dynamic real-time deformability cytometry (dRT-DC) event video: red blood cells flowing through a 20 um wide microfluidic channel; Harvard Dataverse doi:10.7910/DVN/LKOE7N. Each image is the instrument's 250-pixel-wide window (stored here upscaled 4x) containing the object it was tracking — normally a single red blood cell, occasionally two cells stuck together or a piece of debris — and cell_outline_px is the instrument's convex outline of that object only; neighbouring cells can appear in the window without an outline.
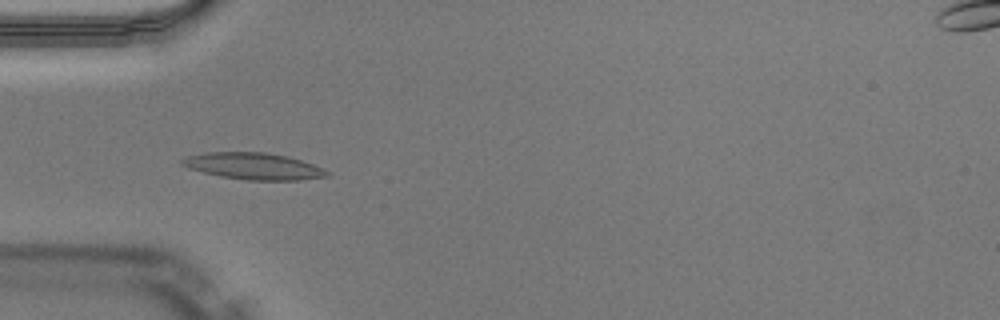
{"species": "Egyptian fruit bat (a non-hibernating species)", "species_latin": "Rousettus aegyptiacus", "temperature_condition": "warm", "stored_images_in_passage": 50, "camera_frame_rate_fps": 3000, "um_per_image_px": 0.085, "animal": {"sex": "male"}, "frame": {"image": 1, "passage_image": 16, "time_ms": 5.0, "image_size_px": [1000, 320], "cell_outline_px": [[332, 172], [328, 176], [300, 180], [248, 180], [220, 176], [188, 168], [180, 164], [180, 160], [188, 156], [204, 152], [264, 152], [288, 156], [312, 164]], "centroid_in_image_um": [21.55, 14.12], "position_along_channel_um": 63.4, "area_um2": 22.48}}
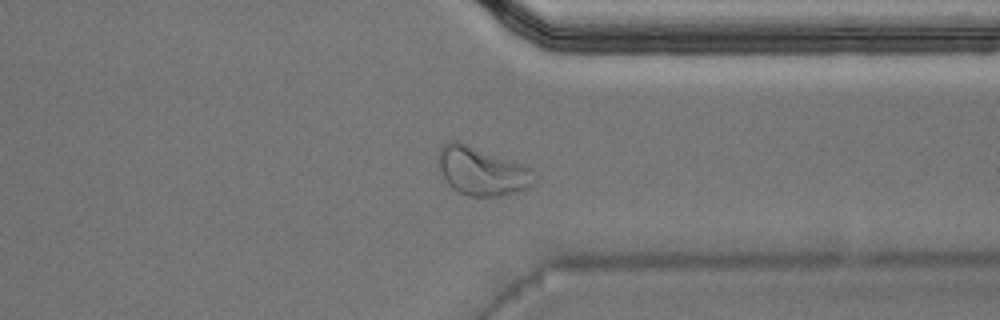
{"frame": {"image": 2, "passage_image": 39, "time_ms": 12.667, "image_size_px": [1000, 320], "cell_outline_px": [[536, 180], [528, 188], [516, 192], [500, 196], [468, 196], [452, 188], [444, 180], [440, 172], [436, 160], [440, 148], [448, 140], [456, 140], [468, 144], [528, 168]], "centroid_in_image_um": [40.86, 14.55], "position_along_channel_um": 370.5, "area_um2": 26.7}}
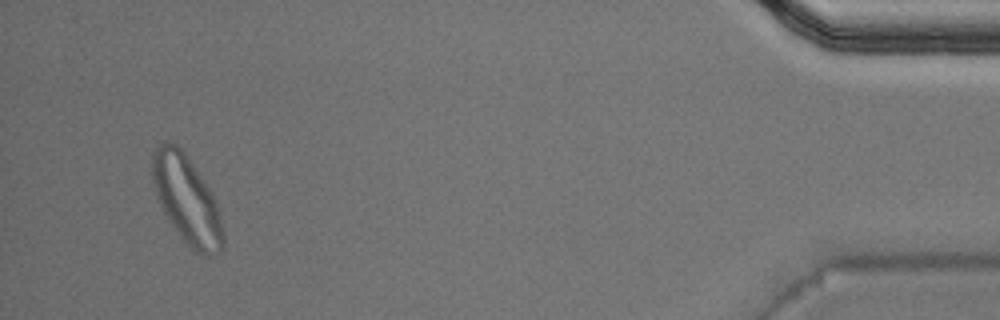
{"frame": {"image": 3, "passage_image": 48, "time_ms": 15.667, "image_size_px": [1000, 320], "cell_outline_px": [[224, 248], [220, 252], [212, 256], [204, 256], [196, 252], [184, 240], [172, 224], [164, 212], [160, 204], [152, 180], [152, 152], [164, 140], [168, 140], [176, 144], [184, 152], [204, 180], [216, 204], [224, 232]], "centroid_in_image_um": [15.88, 16.97], "position_along_channel_um": 419.3, "area_um2": 35.84}, "authors_computed_cell_mechanics": {"area_um2": 20.7502, "velocity_mm_per_s": 4.0322, "shape_relaxation_time_tau1_ms": 6.6105, "shape_relaxation_time_tau2_ms": 0.974, "deformation_change_tau1": 0.2314, "deformation_change_tau2": 0.0784}}